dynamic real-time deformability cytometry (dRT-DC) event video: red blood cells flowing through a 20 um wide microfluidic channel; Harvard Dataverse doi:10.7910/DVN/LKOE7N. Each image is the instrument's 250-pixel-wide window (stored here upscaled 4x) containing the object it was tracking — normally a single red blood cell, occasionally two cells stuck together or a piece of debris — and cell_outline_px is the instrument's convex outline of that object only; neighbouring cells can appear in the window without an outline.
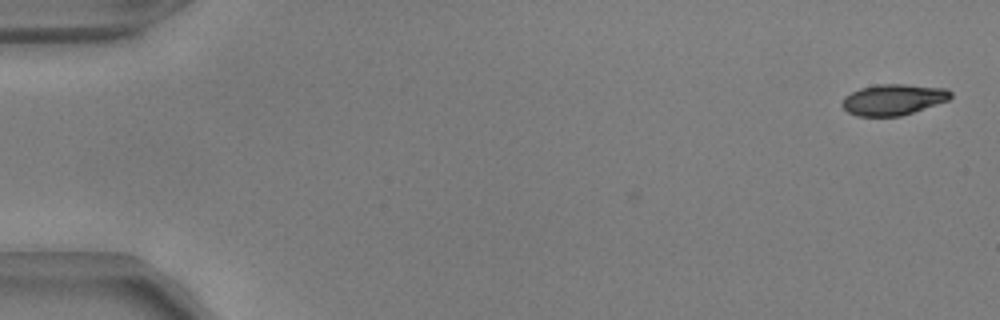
{"species": "common noctule bat (a hibernating species)", "species_latin": "Nyctalus noctula", "temperature_condition": "warm", "stored_images_in_passage": 45, "camera_frame_rate_fps": 3000, "um_per_image_px": 0.085, "animal": {"sex": "male", "body_mass_g": 17.9, "forearm_length_mm": 54.2}, "frame": {"image": 1, "passage_image": 1, "time_ms": 0.0, "image_size_px": [1000, 320], "cell_outline_px": [[952, 96], [948, 100], [900, 116], [856, 116], [848, 112], [840, 104], [844, 96], [860, 88], [876, 84], [904, 84], [948, 88], [952, 92]], "centroid_in_image_um": [75.91, 8.45], "position_along_channel_um": 9.1, "area_um2": 19.59}}
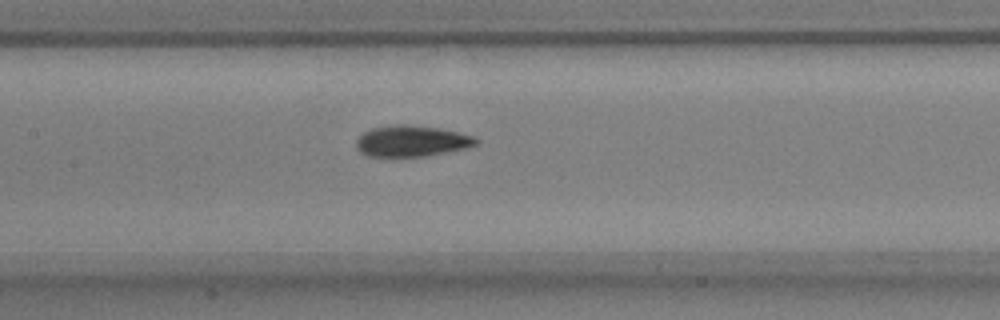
{"frame": {"image": 2, "passage_image": 25, "time_ms": 8.0, "image_size_px": [1000, 320], "cell_outline_px": [[480, 140], [476, 144], [464, 148], [424, 156], [368, 156], [360, 152], [356, 148], [356, 140], [364, 132], [372, 128], [396, 124], [408, 124], [440, 128], [476, 136]], "centroid_in_image_um": [34.99, 11.97], "position_along_channel_um": 172.4, "area_um2": 21.62}}
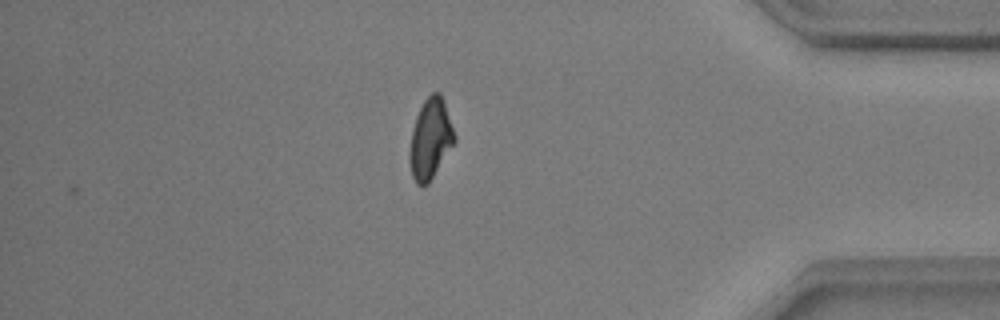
{"frame": {"image": 3, "passage_image": 45, "time_ms": 14.667, "image_size_px": [1000, 320], "cell_outline_px": [[456, 140], [428, 184], [416, 184], [412, 176], [408, 156], [408, 152], [412, 128], [416, 116], [424, 100], [432, 92], [440, 92], [444, 100], [456, 136]], "centroid_in_image_um": [36.57, 11.78], "position_along_channel_um": 398.6, "area_um2": 21.04}, "authors_computed_cell_mechanics": {"area_um2": 20.9814, "velocity_mm_per_s": 3.8478, "shape_relaxation_time_tau1_ms": 4.0168, "shape_relaxation_time_tau2_ms": 1.8316, "deformation_change_tau1": 0.1672, "deformation_change_tau2": 0.0696}}